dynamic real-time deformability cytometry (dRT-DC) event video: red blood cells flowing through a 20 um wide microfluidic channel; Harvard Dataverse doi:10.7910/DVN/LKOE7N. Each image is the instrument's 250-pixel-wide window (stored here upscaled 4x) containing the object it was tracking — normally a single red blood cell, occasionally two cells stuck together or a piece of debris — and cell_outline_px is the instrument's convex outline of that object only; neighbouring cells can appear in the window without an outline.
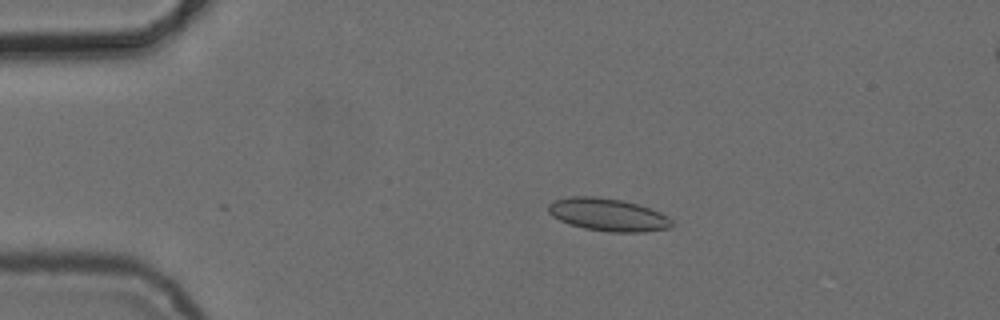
{"species": "common noctule bat (a hibernating species)", "species_latin": "Nyctalus noctula", "temperature_condition": "cold", "stored_images_in_passage": 5, "camera_frame_rate_fps": 3000, "um_per_image_px": 0.085, "animal": {"sex": "female", "body_mass_g": 24.6, "forearm_length_mm": 56.2}, "frame": {"image": 1, "passage_image": 3, "time_ms": 2.333, "image_size_px": [1000, 320], "cell_outline_px": [[672, 228], [644, 232], [612, 232], [584, 228], [568, 224], [552, 216], [548, 212], [548, 204], [556, 200], [572, 196], [596, 196], [620, 200], [636, 204], [660, 212], [668, 216], [672, 220]], "centroid_in_image_um": [51.68, 18.26], "position_along_channel_um": 33.3, "area_um2": 23.47}}